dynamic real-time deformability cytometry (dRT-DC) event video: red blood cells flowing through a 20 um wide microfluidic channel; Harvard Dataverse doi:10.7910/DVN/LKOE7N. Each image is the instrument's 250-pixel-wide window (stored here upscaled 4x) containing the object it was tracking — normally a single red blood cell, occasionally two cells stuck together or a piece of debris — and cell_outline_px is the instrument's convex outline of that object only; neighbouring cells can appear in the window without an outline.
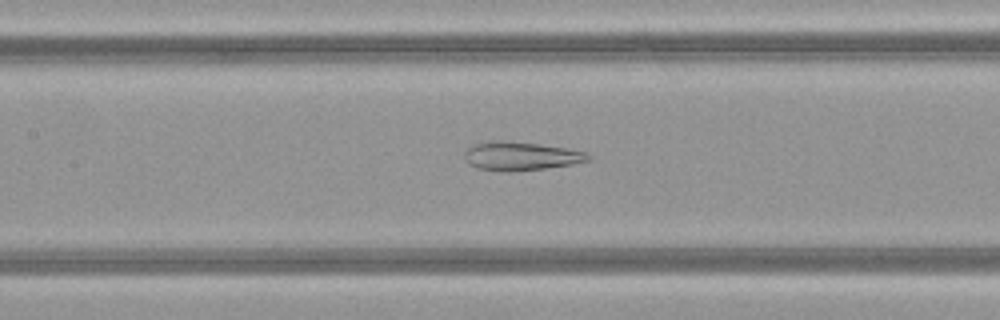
{"species": "common noctule bat (a hibernating species)", "species_latin": "Nyctalus noctula", "temperature_condition": "warm", "stored_images_in_passage": 30, "camera_frame_rate_fps": 3000, "um_per_image_px": 0.085, "animal": {"sex": "female", "body_mass_g": 21.9}, "frame": {"image": 1, "passage_image": 9, "time_ms": 2.667, "image_size_px": [1000, 320], "cell_outline_px": [[592, 160], [572, 164], [544, 168], [508, 172], [500, 172], [476, 168], [468, 164], [464, 160], [464, 152], [472, 144], [492, 140], [504, 140], [536, 144], [564, 148], [588, 152], [592, 156]], "centroid_in_image_um": [44.22, 13.27], "position_along_channel_um": 163.2, "area_um2": 20.87}}
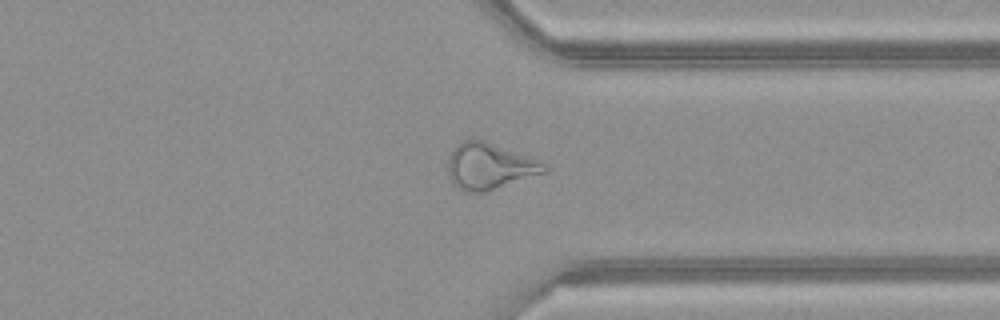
{"frame": {"image": 2, "passage_image": 24, "time_ms": 7.667, "image_size_px": [1000, 320], "cell_outline_px": [[548, 172], [484, 192], [464, 192], [452, 184], [448, 176], [448, 156], [464, 140], [472, 136], [532, 156], [544, 164], [548, 168]], "centroid_in_image_um": [41.61, 14.11], "position_along_channel_um": 369.8, "area_um2": 26.36}}
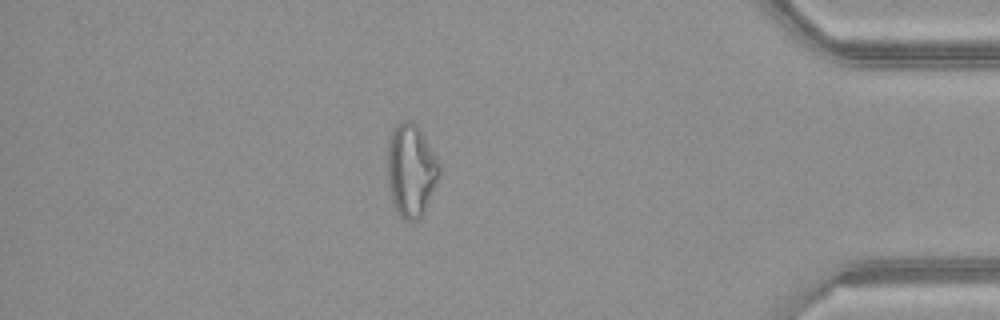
{"frame": {"image": 3, "passage_image": 29, "time_ms": 9.333, "image_size_px": [1000, 320], "cell_outline_px": [[440, 172], [436, 184], [424, 212], [416, 220], [404, 220], [396, 212], [392, 204], [388, 184], [388, 140], [396, 124], [400, 120], [412, 120], [420, 128], [440, 164]], "centroid_in_image_um": [34.92, 14.46], "position_along_channel_um": 400.3, "area_um2": 28.15}}